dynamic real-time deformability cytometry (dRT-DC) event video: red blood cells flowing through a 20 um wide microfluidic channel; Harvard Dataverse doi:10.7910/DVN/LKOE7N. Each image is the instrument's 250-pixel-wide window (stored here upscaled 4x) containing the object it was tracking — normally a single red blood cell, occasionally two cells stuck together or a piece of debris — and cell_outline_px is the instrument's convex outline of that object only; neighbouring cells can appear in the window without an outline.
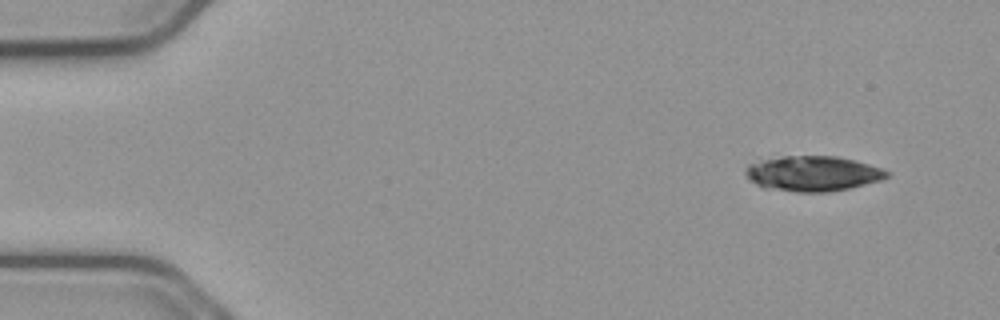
{"species": "common noctule bat (a hibernating species)", "species_latin": "Nyctalus noctula", "temperature_condition": "cold", "stored_images_in_passage": 13, "camera_frame_rate_fps": 3000, "um_per_image_px": 0.085, "animal": {"sex": "male", "body_mass_g": 23.1, "forearm_length_mm": 52.7}, "frame": {"image": 1, "passage_image": 3, "time_ms": 0.667, "image_size_px": [1000, 320], "cell_outline_px": [[892, 172], [888, 176], [880, 180], [848, 188], [828, 192], [796, 192], [764, 188], [748, 180], [744, 172], [744, 168], [748, 164], [764, 160], [784, 156], [836, 156], [868, 164]], "centroid_in_image_um": [69.04, 14.76], "position_along_channel_um": 16.0, "area_um2": 28.9}}